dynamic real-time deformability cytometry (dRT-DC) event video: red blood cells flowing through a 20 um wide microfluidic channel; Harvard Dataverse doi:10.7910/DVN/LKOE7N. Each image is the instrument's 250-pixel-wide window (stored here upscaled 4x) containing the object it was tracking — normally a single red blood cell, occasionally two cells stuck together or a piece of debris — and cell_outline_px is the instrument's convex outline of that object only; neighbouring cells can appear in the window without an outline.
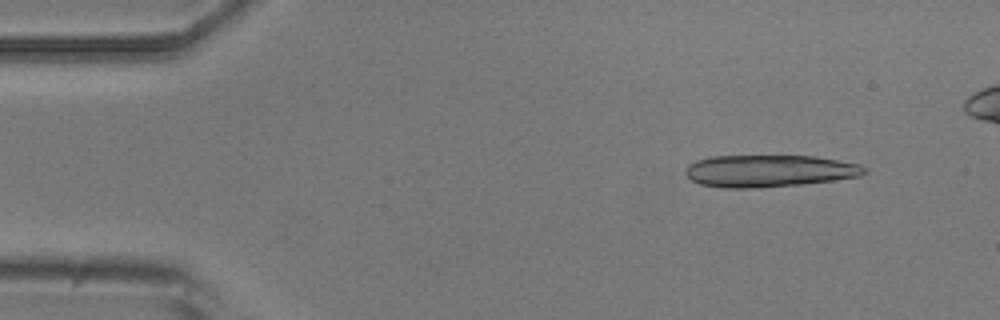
{"species": "common noctule bat (a hibernating species)", "species_latin": "Nyctalus noctula", "temperature_condition": "room temperature", "stored_images_in_passage": 6, "camera_frame_rate_fps": 3000, "um_per_image_px": 0.085, "animal": {"sex": "male", "body_mass_g": 20.5, "forearm_length_mm": 52.5}, "frame": {"image": 1, "passage_image": 2, "time_ms": 1.333, "image_size_px": [1000, 320], "cell_outline_px": [[868, 172], [860, 176], [832, 180], [800, 184], [760, 188], [720, 188], [700, 184], [692, 180], [684, 172], [688, 164], [696, 160], [712, 156], [812, 156], [860, 164], [868, 168]], "centroid_in_image_um": [65.36, 14.53], "position_along_channel_um": 19.6, "area_um2": 33.52}}